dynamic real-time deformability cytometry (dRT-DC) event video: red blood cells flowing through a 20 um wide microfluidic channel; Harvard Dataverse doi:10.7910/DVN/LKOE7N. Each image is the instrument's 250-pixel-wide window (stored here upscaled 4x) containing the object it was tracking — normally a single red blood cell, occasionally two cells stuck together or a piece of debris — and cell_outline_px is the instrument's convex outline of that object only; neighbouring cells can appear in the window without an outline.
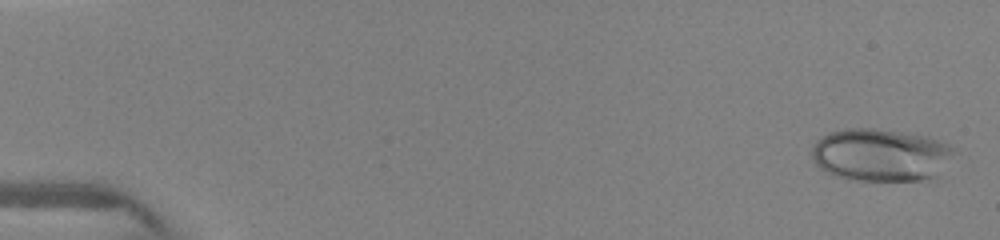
{"species": "human", "species_latin": "Homo sapiens", "temperature_condition": "warm", "stored_images_in_passage": 72, "camera_frame_rate_fps": 3000, "um_per_image_px": 0.085, "donor": {"sex": "female"}, "frame": {"image": 1, "passage_image": 1, "time_ms": 0.0, "image_size_px": [1000, 240], "cell_outline_px": [[960, 152], [940, 176], [920, 180], [856, 180], [836, 176], [820, 168], [812, 160], [812, 148], [824, 136], [832, 132], [844, 128], [872, 128], [908, 132], [928, 136], [940, 140], [956, 148]], "centroid_in_image_um": [75.0, 13.16], "position_along_channel_um": 10.0, "area_um2": 44.39}}
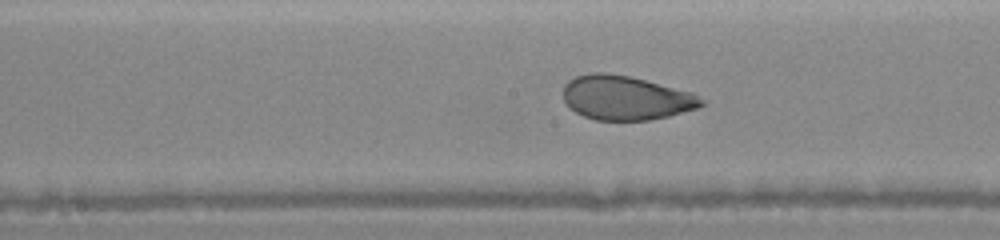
{"frame": {"image": 2, "passage_image": 53, "time_ms": 7.667, "image_size_px": [1000, 240], "cell_outline_px": [[708, 100], [704, 104], [696, 108], [668, 116], [648, 120], [596, 120], [584, 116], [568, 108], [564, 100], [564, 84], [568, 80], [576, 76], [592, 72], [604, 72], [628, 76], [692, 92]], "centroid_in_image_um": [53.18, 8.31], "position_along_channel_um": 195.0, "area_um2": 35.6}}
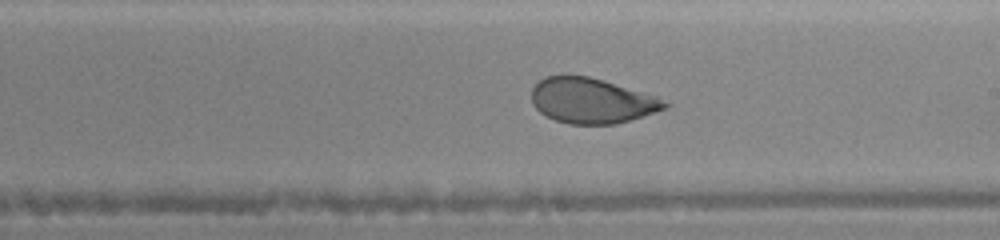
{"frame": {"image": 3, "passage_image": 57, "time_ms": 8.667, "image_size_px": [1000, 240], "cell_outline_px": [[672, 104], [668, 108], [644, 116], [616, 124], [568, 124], [556, 120], [540, 112], [532, 104], [532, 88], [544, 76], [588, 76], [604, 80], [656, 96]], "centroid_in_image_um": [50.33, 8.57], "position_along_channel_um": 238.7, "area_um2": 35.08}}